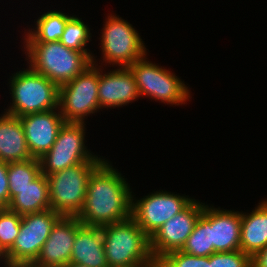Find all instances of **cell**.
<instances>
[{"label":"cell","instance_id":"cell-1","mask_svg":"<svg viewBox=\"0 0 267 267\" xmlns=\"http://www.w3.org/2000/svg\"><path fill=\"white\" fill-rule=\"evenodd\" d=\"M123 177L107 159L93 171L83 207L76 216L83 225L102 227L131 217L132 191Z\"/></svg>","mask_w":267,"mask_h":267},{"label":"cell","instance_id":"cell-2","mask_svg":"<svg viewBox=\"0 0 267 267\" xmlns=\"http://www.w3.org/2000/svg\"><path fill=\"white\" fill-rule=\"evenodd\" d=\"M23 43L28 67L58 87L72 81L92 64L84 52L69 49L60 41Z\"/></svg>","mask_w":267,"mask_h":267},{"label":"cell","instance_id":"cell-3","mask_svg":"<svg viewBox=\"0 0 267 267\" xmlns=\"http://www.w3.org/2000/svg\"><path fill=\"white\" fill-rule=\"evenodd\" d=\"M109 267L157 263L150 251V238L132 218L101 227Z\"/></svg>","mask_w":267,"mask_h":267},{"label":"cell","instance_id":"cell-4","mask_svg":"<svg viewBox=\"0 0 267 267\" xmlns=\"http://www.w3.org/2000/svg\"><path fill=\"white\" fill-rule=\"evenodd\" d=\"M10 77L12 102L4 112L21 117L58 108L59 87L46 76L28 67Z\"/></svg>","mask_w":267,"mask_h":267},{"label":"cell","instance_id":"cell-5","mask_svg":"<svg viewBox=\"0 0 267 267\" xmlns=\"http://www.w3.org/2000/svg\"><path fill=\"white\" fill-rule=\"evenodd\" d=\"M105 159L89 160L47 175L51 209L62 216H77L85 201L89 178Z\"/></svg>","mask_w":267,"mask_h":267},{"label":"cell","instance_id":"cell-6","mask_svg":"<svg viewBox=\"0 0 267 267\" xmlns=\"http://www.w3.org/2000/svg\"><path fill=\"white\" fill-rule=\"evenodd\" d=\"M96 62L92 59V64L81 74L59 86L58 108L65 122L86 123L88 115L99 111V67Z\"/></svg>","mask_w":267,"mask_h":267},{"label":"cell","instance_id":"cell-7","mask_svg":"<svg viewBox=\"0 0 267 267\" xmlns=\"http://www.w3.org/2000/svg\"><path fill=\"white\" fill-rule=\"evenodd\" d=\"M145 55L129 66L135 76L138 92L164 104L184 105L190 101V90L184 81L165 67L152 63Z\"/></svg>","mask_w":267,"mask_h":267},{"label":"cell","instance_id":"cell-8","mask_svg":"<svg viewBox=\"0 0 267 267\" xmlns=\"http://www.w3.org/2000/svg\"><path fill=\"white\" fill-rule=\"evenodd\" d=\"M105 21L100 38L101 62L129 67L147 55L144 41L132 24L116 14L108 15Z\"/></svg>","mask_w":267,"mask_h":267},{"label":"cell","instance_id":"cell-9","mask_svg":"<svg viewBox=\"0 0 267 267\" xmlns=\"http://www.w3.org/2000/svg\"><path fill=\"white\" fill-rule=\"evenodd\" d=\"M61 217V214L52 209L23 215L19 235L5 253L7 266L29 267Z\"/></svg>","mask_w":267,"mask_h":267},{"label":"cell","instance_id":"cell-10","mask_svg":"<svg viewBox=\"0 0 267 267\" xmlns=\"http://www.w3.org/2000/svg\"><path fill=\"white\" fill-rule=\"evenodd\" d=\"M85 123L65 122L56 141L40 159L41 173L45 176L65 170L79 163L98 160L85 145Z\"/></svg>","mask_w":267,"mask_h":267},{"label":"cell","instance_id":"cell-11","mask_svg":"<svg viewBox=\"0 0 267 267\" xmlns=\"http://www.w3.org/2000/svg\"><path fill=\"white\" fill-rule=\"evenodd\" d=\"M132 195L131 217L150 238L173 216L184 210L194 198L168 191H156L135 200Z\"/></svg>","mask_w":267,"mask_h":267},{"label":"cell","instance_id":"cell-12","mask_svg":"<svg viewBox=\"0 0 267 267\" xmlns=\"http://www.w3.org/2000/svg\"><path fill=\"white\" fill-rule=\"evenodd\" d=\"M204 206L205 203L194 199L150 237V251L156 262L165 254L182 249Z\"/></svg>","mask_w":267,"mask_h":267},{"label":"cell","instance_id":"cell-13","mask_svg":"<svg viewBox=\"0 0 267 267\" xmlns=\"http://www.w3.org/2000/svg\"><path fill=\"white\" fill-rule=\"evenodd\" d=\"M19 118L31 156L37 159L49 151L65 123L59 108L30 113Z\"/></svg>","mask_w":267,"mask_h":267},{"label":"cell","instance_id":"cell-14","mask_svg":"<svg viewBox=\"0 0 267 267\" xmlns=\"http://www.w3.org/2000/svg\"><path fill=\"white\" fill-rule=\"evenodd\" d=\"M76 233L77 217L62 216L29 267H64L70 263Z\"/></svg>","mask_w":267,"mask_h":267},{"label":"cell","instance_id":"cell-15","mask_svg":"<svg viewBox=\"0 0 267 267\" xmlns=\"http://www.w3.org/2000/svg\"><path fill=\"white\" fill-rule=\"evenodd\" d=\"M99 66L98 102L100 109L122 107L140 97L136 79L129 67L103 73Z\"/></svg>","mask_w":267,"mask_h":267},{"label":"cell","instance_id":"cell-16","mask_svg":"<svg viewBox=\"0 0 267 267\" xmlns=\"http://www.w3.org/2000/svg\"><path fill=\"white\" fill-rule=\"evenodd\" d=\"M70 263L87 267H109L101 227L85 226L77 218V233Z\"/></svg>","mask_w":267,"mask_h":267},{"label":"cell","instance_id":"cell-17","mask_svg":"<svg viewBox=\"0 0 267 267\" xmlns=\"http://www.w3.org/2000/svg\"><path fill=\"white\" fill-rule=\"evenodd\" d=\"M241 212L211 206V243L215 252L240 250Z\"/></svg>","mask_w":267,"mask_h":267},{"label":"cell","instance_id":"cell-18","mask_svg":"<svg viewBox=\"0 0 267 267\" xmlns=\"http://www.w3.org/2000/svg\"><path fill=\"white\" fill-rule=\"evenodd\" d=\"M19 117L0 114V161L5 163L32 159Z\"/></svg>","mask_w":267,"mask_h":267},{"label":"cell","instance_id":"cell-19","mask_svg":"<svg viewBox=\"0 0 267 267\" xmlns=\"http://www.w3.org/2000/svg\"><path fill=\"white\" fill-rule=\"evenodd\" d=\"M250 213L241 212L240 250L250 257L267 246V199Z\"/></svg>","mask_w":267,"mask_h":267},{"label":"cell","instance_id":"cell-20","mask_svg":"<svg viewBox=\"0 0 267 267\" xmlns=\"http://www.w3.org/2000/svg\"><path fill=\"white\" fill-rule=\"evenodd\" d=\"M7 208L21 216L51 209L47 177L41 173L31 184L15 189Z\"/></svg>","mask_w":267,"mask_h":267},{"label":"cell","instance_id":"cell-21","mask_svg":"<svg viewBox=\"0 0 267 267\" xmlns=\"http://www.w3.org/2000/svg\"><path fill=\"white\" fill-rule=\"evenodd\" d=\"M71 15L61 11L50 10L36 19L35 28L28 29L24 42H56L59 41L67 21Z\"/></svg>","mask_w":267,"mask_h":267},{"label":"cell","instance_id":"cell-22","mask_svg":"<svg viewBox=\"0 0 267 267\" xmlns=\"http://www.w3.org/2000/svg\"><path fill=\"white\" fill-rule=\"evenodd\" d=\"M181 251L202 257L215 253L213 243H211V206H204Z\"/></svg>","mask_w":267,"mask_h":267},{"label":"cell","instance_id":"cell-23","mask_svg":"<svg viewBox=\"0 0 267 267\" xmlns=\"http://www.w3.org/2000/svg\"><path fill=\"white\" fill-rule=\"evenodd\" d=\"M91 36L88 25L81 18L72 15L59 41L69 49L84 52L92 60L95 56L85 48L88 42L92 41Z\"/></svg>","mask_w":267,"mask_h":267},{"label":"cell","instance_id":"cell-24","mask_svg":"<svg viewBox=\"0 0 267 267\" xmlns=\"http://www.w3.org/2000/svg\"><path fill=\"white\" fill-rule=\"evenodd\" d=\"M40 174L41 165L37 158L8 163L10 201L15 196V189H21L31 184Z\"/></svg>","mask_w":267,"mask_h":267},{"label":"cell","instance_id":"cell-25","mask_svg":"<svg viewBox=\"0 0 267 267\" xmlns=\"http://www.w3.org/2000/svg\"><path fill=\"white\" fill-rule=\"evenodd\" d=\"M22 216L8 208H0V249L5 254L19 235Z\"/></svg>","mask_w":267,"mask_h":267},{"label":"cell","instance_id":"cell-26","mask_svg":"<svg viewBox=\"0 0 267 267\" xmlns=\"http://www.w3.org/2000/svg\"><path fill=\"white\" fill-rule=\"evenodd\" d=\"M157 267H208V256H195L181 250L172 251L157 261Z\"/></svg>","mask_w":267,"mask_h":267},{"label":"cell","instance_id":"cell-27","mask_svg":"<svg viewBox=\"0 0 267 267\" xmlns=\"http://www.w3.org/2000/svg\"><path fill=\"white\" fill-rule=\"evenodd\" d=\"M208 267H251V257L241 250L215 252L208 256Z\"/></svg>","mask_w":267,"mask_h":267},{"label":"cell","instance_id":"cell-28","mask_svg":"<svg viewBox=\"0 0 267 267\" xmlns=\"http://www.w3.org/2000/svg\"><path fill=\"white\" fill-rule=\"evenodd\" d=\"M9 203L8 163L0 161V208H7Z\"/></svg>","mask_w":267,"mask_h":267},{"label":"cell","instance_id":"cell-29","mask_svg":"<svg viewBox=\"0 0 267 267\" xmlns=\"http://www.w3.org/2000/svg\"><path fill=\"white\" fill-rule=\"evenodd\" d=\"M251 267H267V246L251 257Z\"/></svg>","mask_w":267,"mask_h":267},{"label":"cell","instance_id":"cell-30","mask_svg":"<svg viewBox=\"0 0 267 267\" xmlns=\"http://www.w3.org/2000/svg\"><path fill=\"white\" fill-rule=\"evenodd\" d=\"M121 267H157V263H139Z\"/></svg>","mask_w":267,"mask_h":267},{"label":"cell","instance_id":"cell-31","mask_svg":"<svg viewBox=\"0 0 267 267\" xmlns=\"http://www.w3.org/2000/svg\"><path fill=\"white\" fill-rule=\"evenodd\" d=\"M0 261L4 263V267H8L5 259V254L1 251V249H0Z\"/></svg>","mask_w":267,"mask_h":267},{"label":"cell","instance_id":"cell-32","mask_svg":"<svg viewBox=\"0 0 267 267\" xmlns=\"http://www.w3.org/2000/svg\"><path fill=\"white\" fill-rule=\"evenodd\" d=\"M64 267H87L85 265L77 264V263H68Z\"/></svg>","mask_w":267,"mask_h":267}]
</instances>
